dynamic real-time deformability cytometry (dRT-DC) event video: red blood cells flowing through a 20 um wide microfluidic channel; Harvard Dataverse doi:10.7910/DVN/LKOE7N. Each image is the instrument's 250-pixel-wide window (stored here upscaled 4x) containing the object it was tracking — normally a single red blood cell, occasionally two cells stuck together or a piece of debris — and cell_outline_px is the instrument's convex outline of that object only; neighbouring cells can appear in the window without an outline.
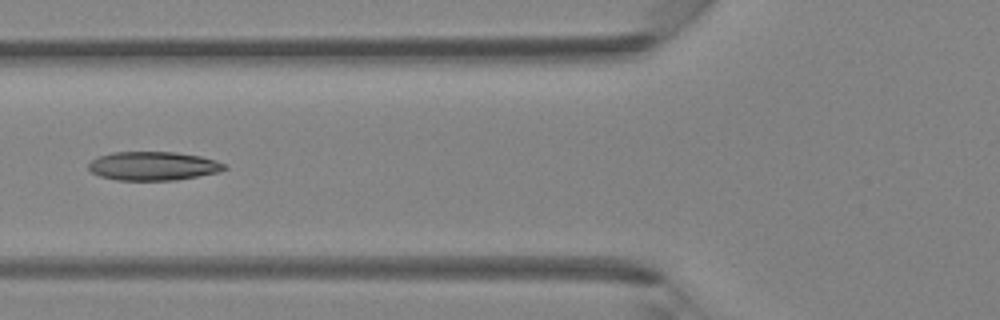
{"species": "Egyptian fruit bat (a non-hibernating species)", "species_latin": "Rousettus aegyptiacus", "temperature_condition": "room temperature", "stored_images_in_passage": 4, "camera_frame_rate_fps": 3000, "um_per_image_px": 0.085, "animal": {"sex": "female"}, "frame": {"image": 1, "passage_image": 4, "time_ms": 3.333, "image_size_px": [1000, 320], "cell_outline_px": [[228, 168], [216, 172], [176, 180], [116, 180], [100, 176], [92, 172], [88, 168], [88, 164], [92, 160], [100, 156], [112, 152], [176, 152], [200, 156], [216, 160], [228, 164]], "centroid_in_image_um": [13.03, 14.1], "position_along_channel_um": 112.8, "area_um2": 22.72}}